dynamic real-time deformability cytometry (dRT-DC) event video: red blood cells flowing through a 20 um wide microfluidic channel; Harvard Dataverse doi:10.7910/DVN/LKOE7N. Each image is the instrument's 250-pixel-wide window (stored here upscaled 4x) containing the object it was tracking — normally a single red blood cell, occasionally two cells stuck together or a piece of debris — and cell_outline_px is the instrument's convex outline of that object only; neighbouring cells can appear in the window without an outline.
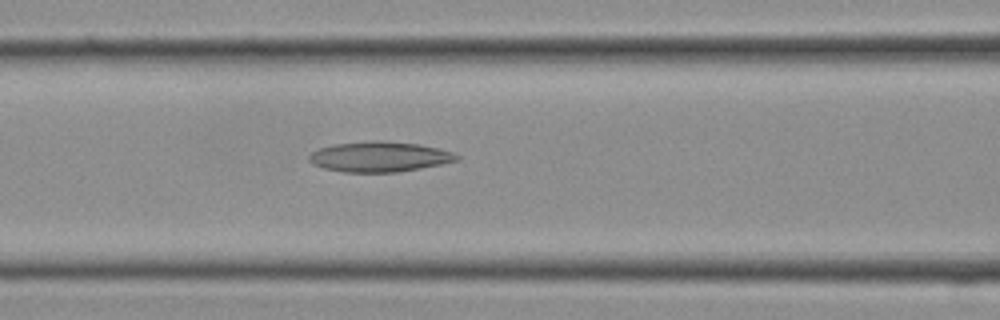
{"species": "Egyptian fruit bat (a non-hibernating species)", "species_latin": "Rousettus aegyptiacus", "temperature_condition": "cold", "stored_images_in_passage": 24, "camera_frame_rate_fps": 3000, "um_per_image_px": 0.085, "frame": {"image": 1, "passage_image": 7, "time_ms": 2.0, "image_size_px": [1000, 320], "cell_outline_px": [[460, 160], [420, 168], [396, 172], [344, 172], [324, 168], [312, 164], [308, 160], [308, 156], [312, 152], [320, 148], [332, 144], [372, 140], [380, 140], [420, 144], [440, 148], [452, 152], [460, 156]], "centroid_in_image_um": [32.25, 13.31], "position_along_channel_um": 134.3, "area_um2": 26.18}}
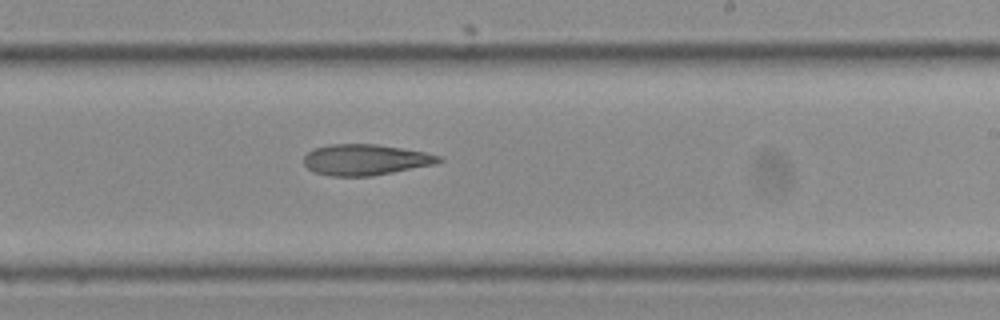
{"frame": {"image": 2, "passage_image": 12, "time_ms": 3.667, "image_size_px": [1000, 320], "cell_outline_px": [[444, 160], [436, 164], [372, 176], [332, 176], [312, 172], [304, 164], [304, 156], [312, 148], [328, 144], [376, 144], [404, 148], [424, 152], [440, 156]], "centroid_in_image_um": [31.04, 13.57], "position_along_channel_um": 258.0, "area_um2": 24.51}}
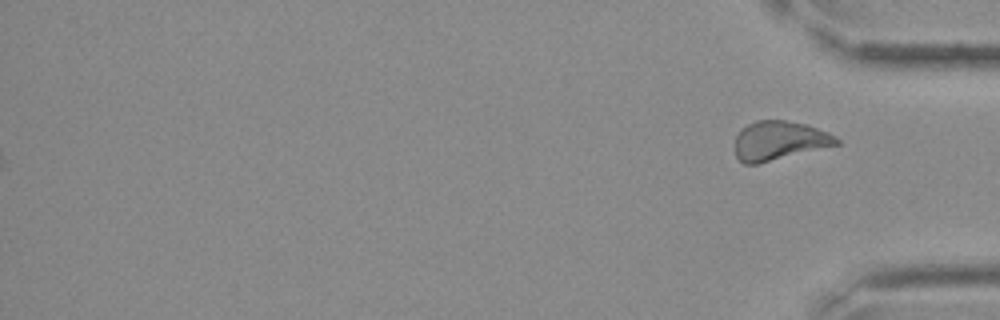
{"frame": {"image": 3, "passage_image": 24, "time_ms": 7.667, "image_size_px": [1000, 320], "cell_outline_px": [[840, 144], [760, 164], [744, 164], [736, 156], [736, 136], [748, 124], [756, 120], [784, 120], [804, 124], [828, 132], [840, 140]], "centroid_in_image_um": [66.25, 11.97], "position_along_channel_um": 369.0, "area_um2": 23.0}}